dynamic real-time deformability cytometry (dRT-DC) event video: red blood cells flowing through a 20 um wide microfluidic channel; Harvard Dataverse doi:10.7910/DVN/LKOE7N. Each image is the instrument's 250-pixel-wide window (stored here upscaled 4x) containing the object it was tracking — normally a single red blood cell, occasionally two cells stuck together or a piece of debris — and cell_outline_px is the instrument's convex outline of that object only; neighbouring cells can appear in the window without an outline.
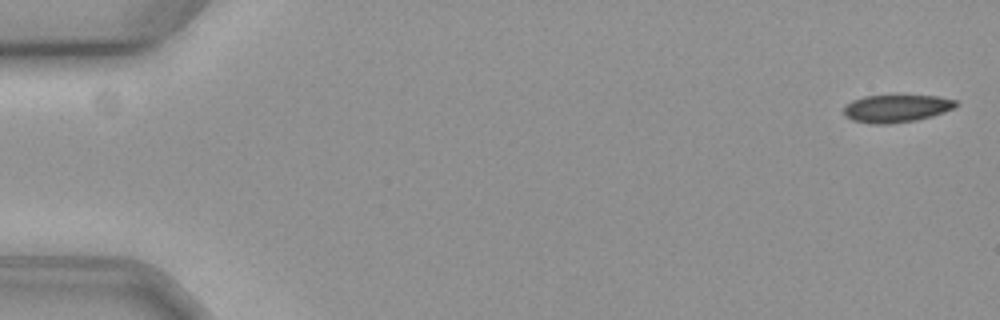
{"species": "common noctule bat (a hibernating species)", "species_latin": "Nyctalus noctula", "temperature_condition": "cold", "stored_images_in_passage": 59, "camera_frame_rate_fps": 3000, "um_per_image_px": 0.085, "animal": {"sex": "female", "body_mass_g": 19.3, "forearm_length_mm": 54.1}, "frame": {"image": 1, "passage_image": 2, "time_ms": 0.333, "image_size_px": [1000, 320], "cell_outline_px": [[960, 104], [944, 112], [932, 116], [916, 120], [888, 124], [872, 124], [852, 120], [844, 116], [844, 108], [852, 100], [864, 96], [936, 96], [956, 100]], "centroid_in_image_um": [76.19, 9.22], "position_along_channel_um": 8.8, "area_um2": 17.92}}
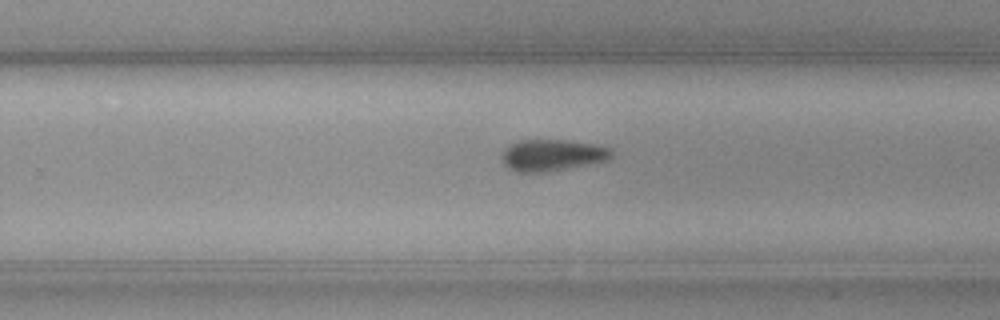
{"frame": {"image": 2, "passage_image": 38, "time_ms": 12.333, "image_size_px": [1000, 320], "cell_outline_px": [[612, 156], [604, 160], [548, 172], [516, 172], [508, 168], [504, 164], [504, 148], [508, 144], [520, 140], [564, 140], [592, 144], [612, 148]], "centroid_in_image_um": [46.9, 13.18], "position_along_channel_um": 282.9, "area_um2": 19.83}}
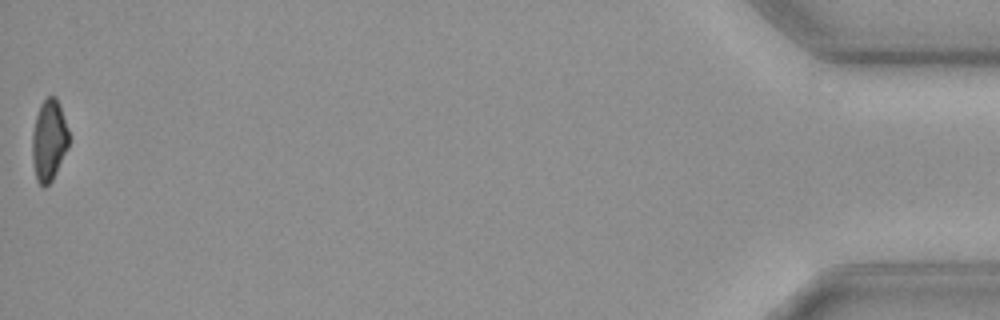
{"frame": {"image": 3, "passage_image": 59, "time_ms": 19.333, "image_size_px": [1000, 320], "cell_outline_px": [[68, 148], [52, 180], [44, 188], [36, 180], [32, 160], [32, 132], [36, 116], [40, 104], [48, 96], [56, 96], [60, 104], [68, 128]], "centroid_in_image_um": [4.15, 11.92], "position_along_channel_um": 431.0, "area_um2": 17.46}, "authors_computed_cell_mechanics": {"area_um2": 19.363, "velocity_mm_per_s": 3.5675, "shape_relaxation_time_tau1_ms": 3.7265, "shape_relaxation_time_tau2_ms": null, "deformation_change_tau1": 0.0753, "deformation_change_tau2": null}}